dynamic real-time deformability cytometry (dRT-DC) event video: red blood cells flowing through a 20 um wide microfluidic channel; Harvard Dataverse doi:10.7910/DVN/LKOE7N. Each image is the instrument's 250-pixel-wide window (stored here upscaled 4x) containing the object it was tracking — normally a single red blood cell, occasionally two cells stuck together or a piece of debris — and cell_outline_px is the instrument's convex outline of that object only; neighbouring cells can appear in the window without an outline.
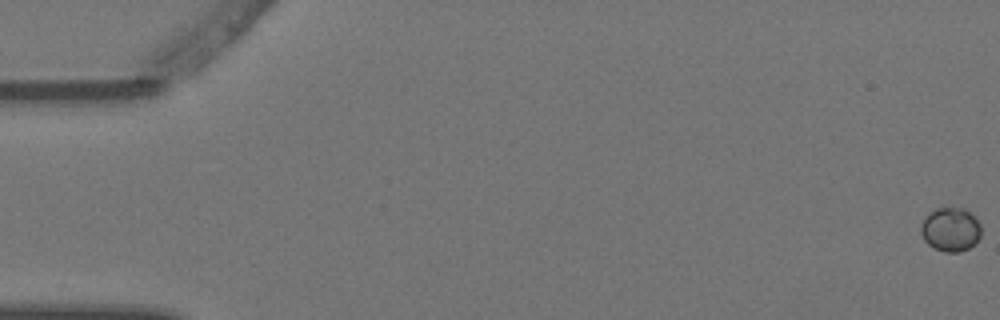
{"species": "Egyptian fruit bat (a non-hibernating species)", "species_latin": "Rousettus aegyptiacus", "temperature_condition": "warm", "stored_images_in_passage": 11, "camera_frame_rate_fps": 3000, "um_per_image_px": 0.085, "animal": {"sex": "female"}, "frame": {"image": 1, "passage_image": 1, "time_ms": 0.0, "image_size_px": [1000, 320], "cell_outline_px": [[980, 236], [968, 248], [960, 252], [944, 252], [928, 244], [924, 240], [920, 232], [920, 228], [924, 216], [928, 212], [936, 208], [964, 208], [976, 216], [980, 224]], "centroid_in_image_um": [80.77, 19.48], "position_along_channel_um": 4.2, "area_um2": 15.49}}
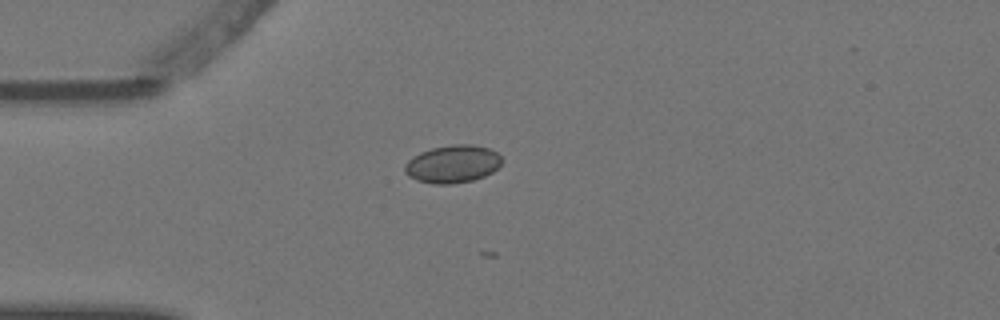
{"frame": {"image": 2, "passage_image": 6, "time_ms": 1.667, "image_size_px": [1000, 320], "cell_outline_px": [[504, 160], [492, 172], [484, 176], [472, 180], [452, 184], [432, 184], [416, 180], [408, 176], [404, 172], [404, 164], [408, 160], [420, 152], [432, 148], [452, 144], [472, 144], [488, 148], [496, 152]], "centroid_in_image_um": [38.45, 13.94], "position_along_channel_um": 46.5, "area_um2": 21.44}}
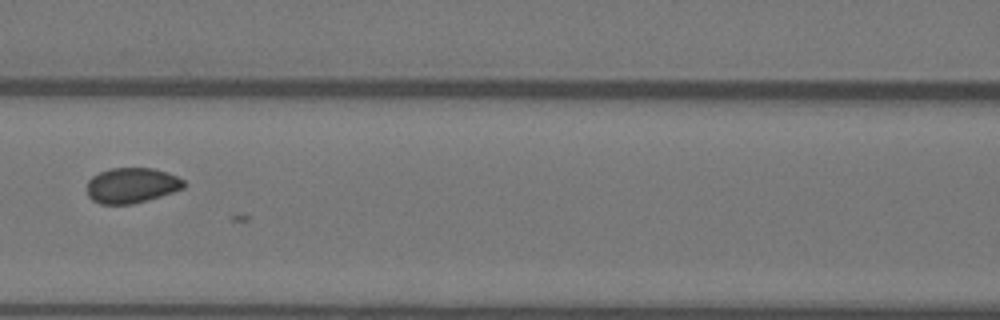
{"frame": {"image": 3, "passage_image": 9, "time_ms": 2.667, "image_size_px": [1000, 320], "cell_outline_px": [[184, 188], [148, 200], [132, 204], [100, 204], [92, 200], [88, 196], [88, 180], [92, 176], [100, 172], [112, 168], [152, 168], [168, 172], [184, 180]], "centroid_in_image_um": [11.19, 15.76], "position_along_channel_um": 155.4, "area_um2": 19.88}}